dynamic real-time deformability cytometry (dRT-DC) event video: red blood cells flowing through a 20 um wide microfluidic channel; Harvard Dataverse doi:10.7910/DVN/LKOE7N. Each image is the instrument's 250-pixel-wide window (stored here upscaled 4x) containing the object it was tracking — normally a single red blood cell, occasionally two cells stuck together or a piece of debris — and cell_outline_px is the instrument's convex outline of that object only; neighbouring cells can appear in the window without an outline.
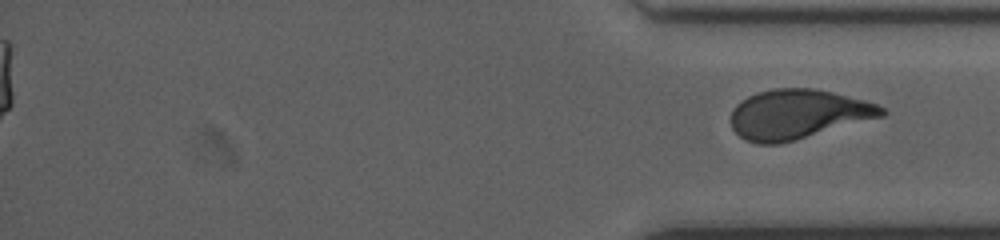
{"species": "human", "species_latin": "Homo sapiens", "temperature_condition": "cold", "stored_images_in_passage": 47, "segment_of_instrument_passage": [2, 2], "camera_frame_rate_fps": 3000, "um_per_image_px": 0.085, "donor": {"sex": "female"}, "frame": {"image": 1, "passage_image": 47, "time_ms": 15.333, "image_size_px": [1000, 240], "cell_outline_px": [[888, 112], [884, 116], [780, 144], [756, 144], [744, 140], [732, 128], [732, 108], [736, 104], [748, 96], [756, 92], [772, 88], [816, 88], [864, 100], [876, 104], [884, 108]], "centroid_in_image_um": [67.8, 9.71], "position_along_channel_um": 367.4, "area_um2": 43.58}}